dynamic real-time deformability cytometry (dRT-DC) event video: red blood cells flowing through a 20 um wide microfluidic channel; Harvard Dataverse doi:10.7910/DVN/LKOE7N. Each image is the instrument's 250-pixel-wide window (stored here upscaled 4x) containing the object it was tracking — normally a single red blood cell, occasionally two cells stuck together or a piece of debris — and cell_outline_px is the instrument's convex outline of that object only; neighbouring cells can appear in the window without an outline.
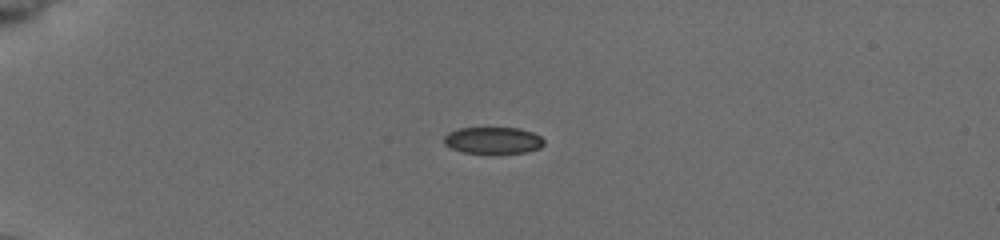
{"species": "common noctule bat (a hibernating species)", "species_latin": "Nyctalus noctula", "temperature_condition": "cold", "stored_images_in_passage": 41, "camera_frame_rate_fps": 3000, "um_per_image_px": 0.085, "animal": {"sex": "female", "body_mass_g": 19.5, "forearm_length_mm": 54.1}, "frame": {"image": 1, "passage_image": 1, "time_ms": 0.0, "image_size_px": [1000, 240], "cell_outline_px": [[544, 144], [540, 148], [524, 152], [464, 152], [452, 148], [444, 144], [444, 136], [448, 132], [460, 128], [520, 128], [532, 132], [540, 136], [544, 140]], "centroid_in_image_um": [41.91, 11.91], "position_along_channel_um": 43.1, "area_um2": 15.26}}
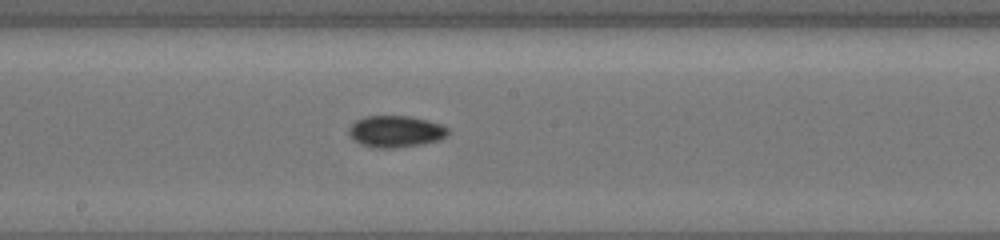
{"frame": {"image": 2, "passage_image": 18, "time_ms": 5.667, "image_size_px": [1000, 240], "cell_outline_px": [[448, 132], [444, 136], [436, 140], [420, 144], [396, 148], [372, 148], [356, 140], [348, 132], [348, 128], [356, 120], [364, 116], [412, 116], [428, 120], [440, 124], [448, 128]], "centroid_in_image_um": [33.61, 11.16], "position_along_channel_um": 214.6, "area_um2": 18.03}}
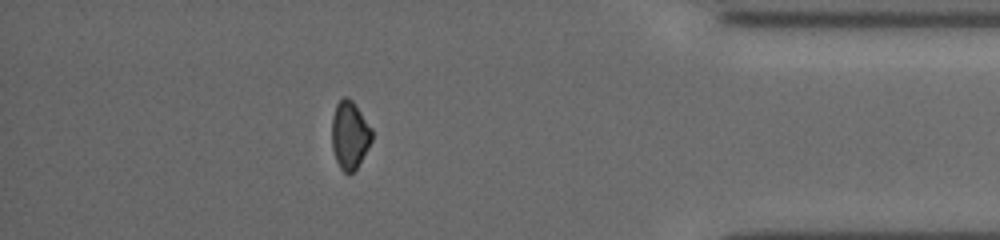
{"frame": {"image": 3, "passage_image": 35, "time_ms": 11.333, "image_size_px": [1000, 240], "cell_outline_px": [[372, 140], [368, 148], [356, 168], [348, 176], [340, 168], [336, 160], [332, 148], [332, 116], [336, 104], [344, 96], [348, 96], [352, 100], [372, 128]], "centroid_in_image_um": [29.72, 11.47], "position_along_channel_um": 405.5, "area_um2": 15.9}, "authors_computed_cell_mechanics": {"area_um2": 16.762, "velocity_mm_per_s": 3.8752, "shape_relaxation_time_tau1_ms": 2.2625, "shape_relaxation_time_tau2_ms": 9.3946, "deformation_change_tau1": 0.0944, "deformation_change_tau2": 0.1139}}